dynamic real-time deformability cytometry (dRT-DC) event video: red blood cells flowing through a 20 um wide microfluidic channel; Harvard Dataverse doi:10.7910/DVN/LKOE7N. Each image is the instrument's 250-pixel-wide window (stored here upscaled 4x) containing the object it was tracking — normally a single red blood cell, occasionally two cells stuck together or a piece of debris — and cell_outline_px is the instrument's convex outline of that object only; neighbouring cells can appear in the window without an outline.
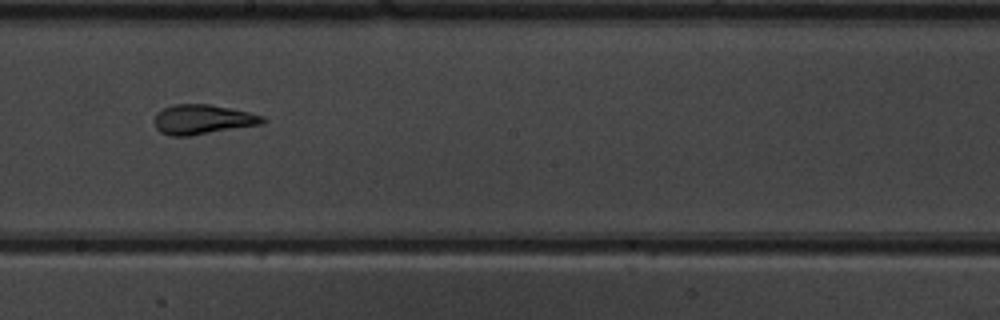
{"species": "common noctule bat (a hibernating species)", "species_latin": "Nyctalus noctula", "temperature_condition": "warm", "stored_images_in_passage": 30, "camera_frame_rate_fps": 3000, "um_per_image_px": 0.085, "animal": {"sex": "male", "body_mass_g": 19.5, "forearm_length_mm": 54.6}, "frame": {"image": 1, "passage_image": 13, "time_ms": 4.0, "image_size_px": [1000, 320], "cell_outline_px": [[268, 120], [264, 124], [188, 136], [172, 136], [160, 132], [156, 128], [152, 120], [156, 112], [172, 104], [208, 104], [248, 112], [264, 116]], "centroid_in_image_um": [17.2, 10.15], "position_along_channel_um": 231.0, "area_um2": 18.9}}
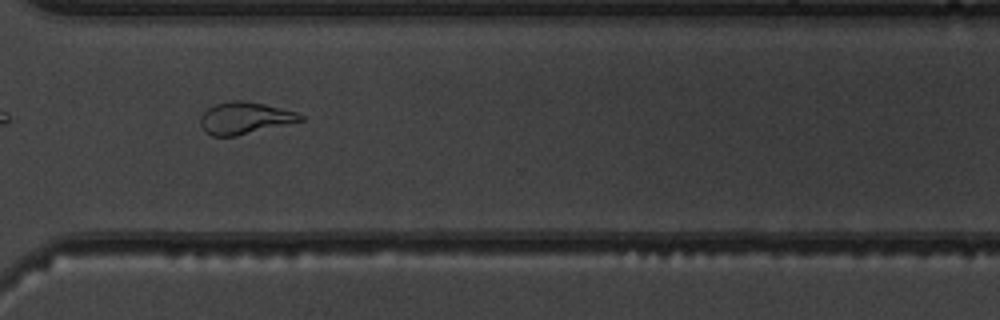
{"frame": {"image": 2, "passage_image": 22, "time_ms": 7.0, "image_size_px": [1000, 320], "cell_outline_px": [[304, 120], [236, 136], [212, 136], [204, 132], [200, 124], [200, 116], [208, 108], [216, 104], [232, 100], [244, 100], [264, 104], [296, 112], [304, 116]], "centroid_in_image_um": [20.77, 10.04], "position_along_channel_um": 349.8, "area_um2": 18.55}, "authors_computed_cell_mechanics": {"area_um2": 18.6116, "velocity_mm_per_s": 3.9576, "shape_relaxation_time_tau1_ms": null, "shape_relaxation_time_tau2_ms": 1.5572, "deformation_change_tau1": null, "deformation_change_tau2": 0.1049}}